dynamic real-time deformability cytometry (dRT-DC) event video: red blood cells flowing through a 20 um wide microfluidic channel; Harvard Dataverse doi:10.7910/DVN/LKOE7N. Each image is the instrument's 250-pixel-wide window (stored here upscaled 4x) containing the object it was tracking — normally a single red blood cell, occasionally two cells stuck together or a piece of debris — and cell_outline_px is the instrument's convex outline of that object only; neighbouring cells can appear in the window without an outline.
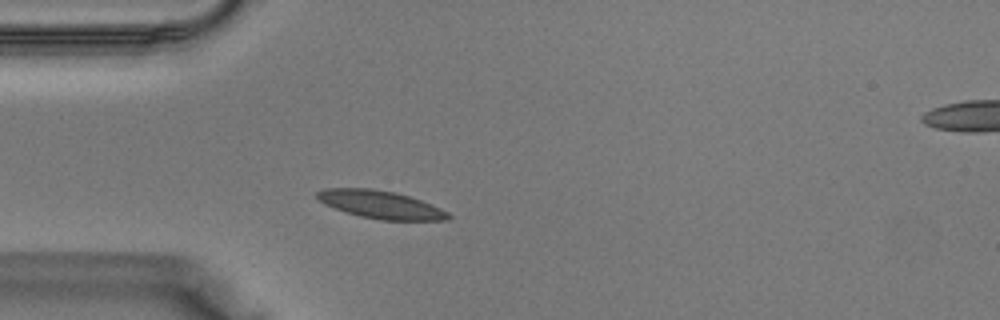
{"species": "Egyptian fruit bat (a non-hibernating species)", "species_latin": "Rousettus aegyptiacus", "temperature_condition": "warm", "stored_images_in_passage": 29, "camera_frame_rate_fps": 3000, "um_per_image_px": 0.085, "animal": {"sex": "male"}, "frame": {"image": 1, "passage_image": 1, "time_ms": 0.0, "image_size_px": [1000, 320], "cell_outline_px": [[452, 216], [448, 220], [380, 220], [360, 216], [324, 204], [316, 196], [316, 192], [324, 188], [372, 188], [396, 192], [420, 200], [440, 208], [448, 212]], "centroid_in_image_um": [32.36, 17.38], "position_along_channel_um": 52.6, "area_um2": 21.15}}
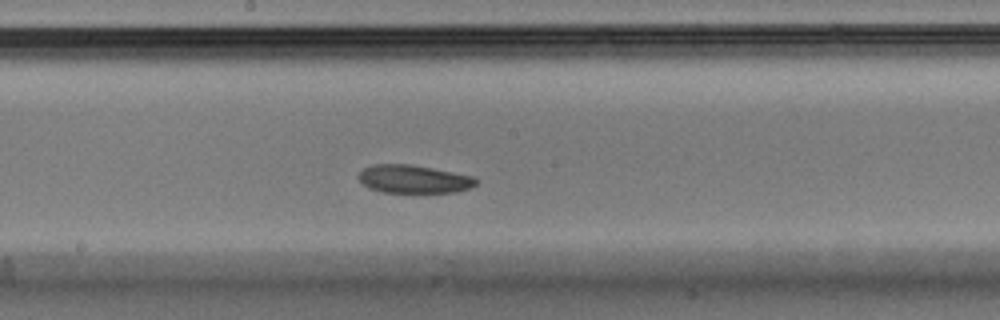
{"frame": {"image": 2, "passage_image": 11, "time_ms": 3.333, "image_size_px": [1000, 320], "cell_outline_px": [[480, 180], [472, 188], [456, 192], [380, 192], [368, 188], [360, 180], [360, 172], [364, 168], [372, 164], [412, 164], [472, 176]], "centroid_in_image_um": [35.19, 15.22], "position_along_channel_um": 213.0, "area_um2": 19.25}}
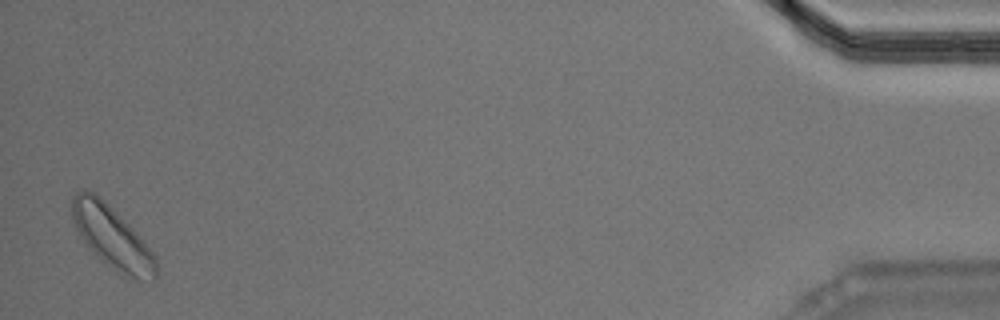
{"frame": {"image": 3, "passage_image": 29, "time_ms": 9.333, "image_size_px": [1000, 320], "cell_outline_px": [[160, 276], [156, 280], [136, 280], [116, 272], [92, 252], [76, 228], [72, 220], [72, 196], [76, 192], [84, 188], [96, 192], [132, 228], [156, 256]], "centroid_in_image_um": [9.56, 20.19], "position_along_channel_um": 425.6, "area_um2": 30.69}}